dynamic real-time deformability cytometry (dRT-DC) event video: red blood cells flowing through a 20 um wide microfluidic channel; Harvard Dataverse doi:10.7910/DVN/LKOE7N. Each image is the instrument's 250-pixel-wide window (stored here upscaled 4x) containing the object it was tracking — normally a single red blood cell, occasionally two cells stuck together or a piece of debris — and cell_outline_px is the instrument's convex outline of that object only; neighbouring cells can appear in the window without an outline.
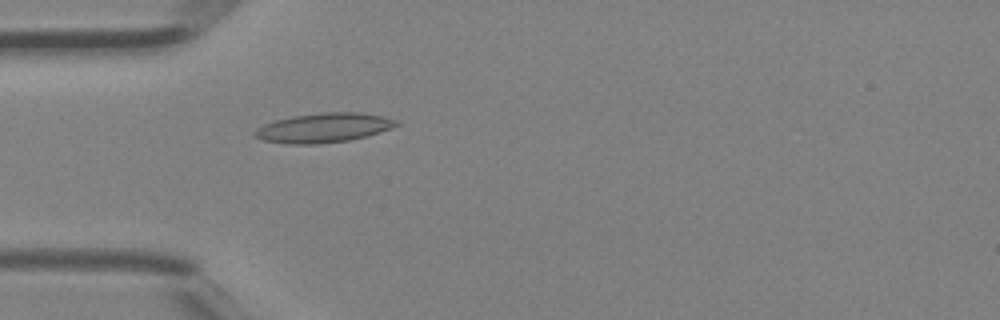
{"species": "Egyptian fruit bat (a non-hibernating species)", "species_latin": "Rousettus aegyptiacus", "temperature_condition": "room temperature", "stored_images_in_passage": 35, "camera_frame_rate_fps": 3000, "um_per_image_px": 0.085, "animal": {"sex": "female"}, "frame": {"image": 1, "passage_image": 5, "time_ms": 1.333, "image_size_px": [1000, 320], "cell_outline_px": [[400, 124], [392, 128], [368, 136], [348, 140], [320, 144], [288, 144], [264, 140], [252, 136], [252, 132], [256, 128], [264, 124], [276, 120], [292, 116], [320, 112], [364, 112], [384, 116], [400, 120]], "centroid_in_image_um": [27.54, 10.85], "position_along_channel_um": 57.5, "area_um2": 24.68}}
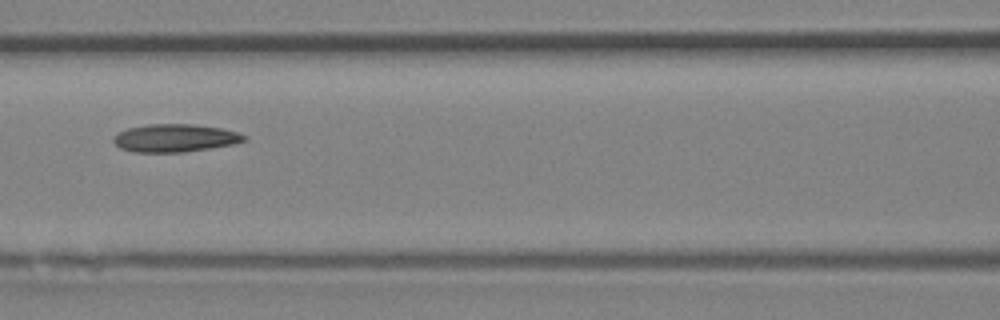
{"frame": {"image": 2, "passage_image": 11, "time_ms": 3.333, "image_size_px": [1000, 320], "cell_outline_px": [[248, 140], [232, 144], [184, 152], [132, 152], [120, 148], [112, 140], [112, 136], [128, 128], [148, 124], [192, 124], [220, 128], [236, 132], [244, 136]], "centroid_in_image_um": [14.82, 11.73], "position_along_channel_um": 151.8, "area_um2": 21.04}}
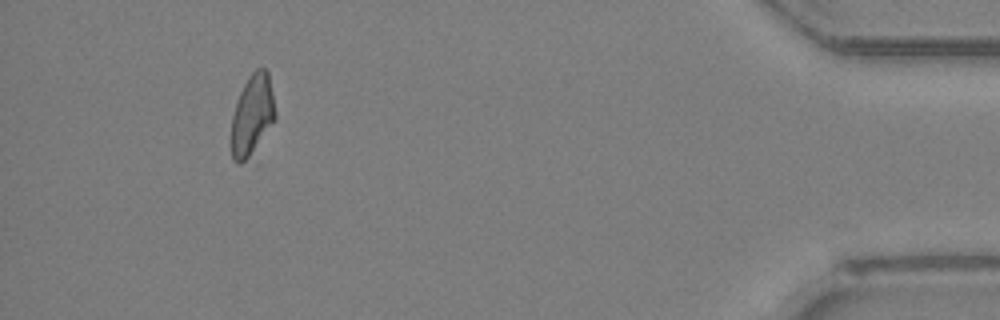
{"frame": {"image": 3, "passage_image": 31, "time_ms": 10.0, "image_size_px": [1000, 320], "cell_outline_px": [[276, 120], [248, 156], [240, 164], [236, 164], [232, 160], [232, 116], [240, 92], [248, 76], [256, 68], [264, 68], [268, 72], [276, 112]], "centroid_in_image_um": [21.45, 9.74], "position_along_channel_um": 413.8, "area_um2": 20.29}}